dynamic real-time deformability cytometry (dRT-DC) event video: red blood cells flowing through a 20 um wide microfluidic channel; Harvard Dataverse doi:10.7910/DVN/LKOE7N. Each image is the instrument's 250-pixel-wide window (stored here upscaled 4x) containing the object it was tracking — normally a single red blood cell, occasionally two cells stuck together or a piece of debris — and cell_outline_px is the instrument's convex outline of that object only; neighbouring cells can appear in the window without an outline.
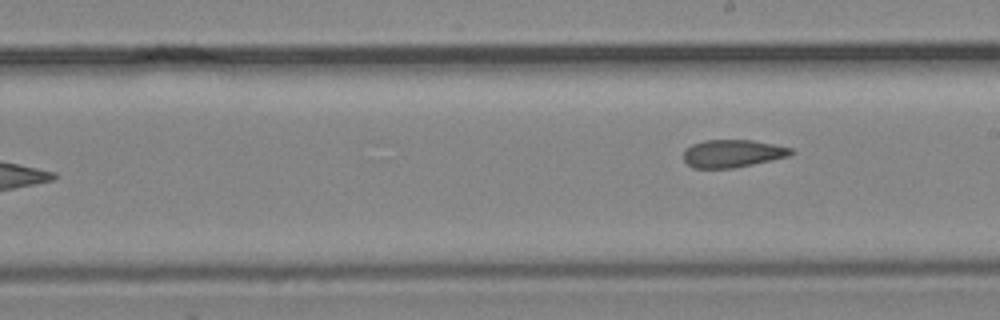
{"species": "common noctule bat (a hibernating species)", "species_latin": "Nyctalus noctula", "temperature_condition": "cold", "stored_images_in_passage": 9, "camera_frame_rate_fps": 3000, "um_per_image_px": 0.085, "animal": {"sex": "male", "body_mass_g": 19.2, "forearm_length_mm": 51.8}, "frame": {"image": 1, "passage_image": 9, "time_ms": 2.667, "image_size_px": [1000, 320], "cell_outline_px": [[796, 152], [792, 156], [732, 168], [692, 168], [684, 160], [684, 148], [692, 144], [704, 140], [752, 140], [792, 148]], "centroid_in_image_um": [62.28, 13.04], "position_along_channel_um": 226.7, "area_um2": 17.46}}